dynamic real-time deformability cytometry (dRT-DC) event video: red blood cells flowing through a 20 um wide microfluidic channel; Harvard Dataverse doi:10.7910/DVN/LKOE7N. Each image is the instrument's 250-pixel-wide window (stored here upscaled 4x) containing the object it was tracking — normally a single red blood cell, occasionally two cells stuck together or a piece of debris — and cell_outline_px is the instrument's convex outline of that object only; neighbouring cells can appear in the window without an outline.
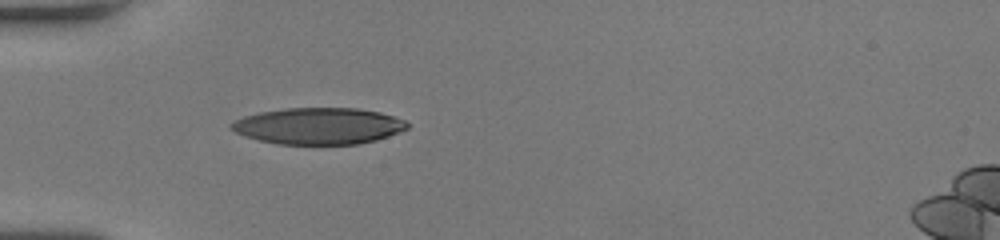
{"species": "human", "species_latin": "Homo sapiens", "temperature_condition": "room temperature", "stored_images_in_passage": 36, "camera_frame_rate_fps": 3000, "um_per_image_px": 0.085, "donor": {"sex": "female"}, "frame": {"image": 1, "passage_image": 1, "time_ms": 0.0, "image_size_px": [1000, 240], "cell_outline_px": [[408, 128], [400, 132], [376, 140], [360, 144], [276, 144], [244, 136], [228, 128], [228, 124], [244, 116], [260, 112], [288, 108], [356, 108], [380, 112], [404, 120], [408, 124]], "centroid_in_image_um": [27.06, 10.71], "position_along_channel_um": 57.9, "area_um2": 37.45}}
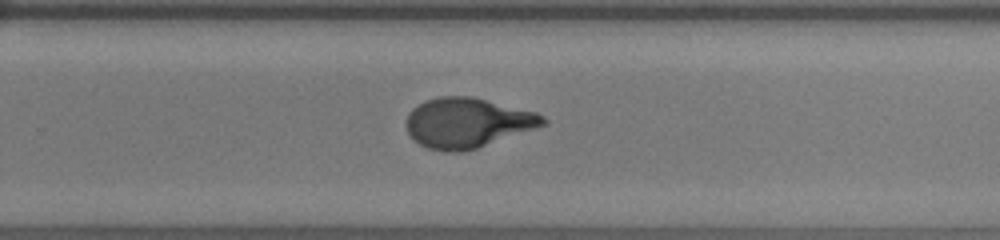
{"frame": {"image": 2, "passage_image": 19, "time_ms": 6.0, "image_size_px": [1000, 240], "cell_outline_px": [[548, 124], [476, 148], [460, 152], [444, 152], [428, 148], [420, 144], [408, 132], [404, 124], [408, 112], [412, 108], [428, 100], [440, 96], [472, 96], [536, 112], [544, 116], [548, 120]], "centroid_in_image_um": [39.73, 10.43], "position_along_channel_um": 290.1, "area_um2": 39.71}}
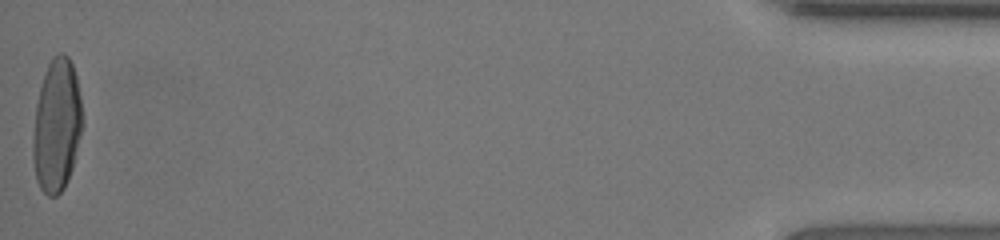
{"frame": {"image": 3, "passage_image": 36, "time_ms": 11.667, "image_size_px": [1000, 240], "cell_outline_px": [[84, 124], [72, 168], [68, 180], [64, 188], [56, 196], [48, 196], [40, 188], [36, 180], [32, 160], [32, 136], [36, 104], [40, 88], [48, 64], [52, 56], [60, 52], [64, 52], [68, 56], [72, 64], [76, 76], [80, 96], [84, 120]], "centroid_in_image_um": [4.82, 10.68], "position_along_channel_um": 430.4, "area_um2": 38.84}, "authors_computed_cell_mechanics": {"area_um2": 39.2462, "velocity_mm_per_s": 4.0602, "shape_relaxation_time_tau1_ms": 4.8242, "shape_relaxation_time_tau2_ms": 0.7196, "deformation_change_tau1": 0.2442, "deformation_change_tau2": 0.0698}}